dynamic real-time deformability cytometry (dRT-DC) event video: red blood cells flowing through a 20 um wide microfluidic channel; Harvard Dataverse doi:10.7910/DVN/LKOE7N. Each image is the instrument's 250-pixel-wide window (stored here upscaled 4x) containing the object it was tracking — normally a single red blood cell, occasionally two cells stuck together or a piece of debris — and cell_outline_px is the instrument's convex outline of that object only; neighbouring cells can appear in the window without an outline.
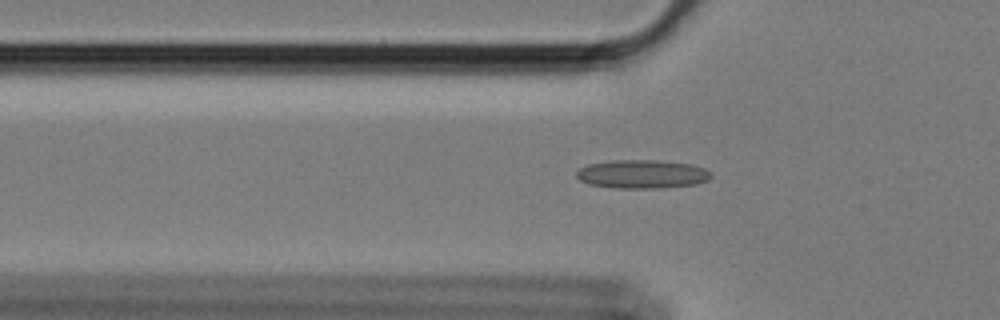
{"species": "Egyptian fruit bat (a non-hibernating species)", "species_latin": "Rousettus aegyptiacus", "temperature_condition": "cold", "stored_images_in_passage": 59, "camera_frame_rate_fps": 3000, "um_per_image_px": 0.085, "animal": {"sex": "female"}, "frame": {"image": 1, "passage_image": 20, "time_ms": 6.333, "image_size_px": [1000, 320], "cell_outline_px": [[712, 176], [708, 180], [696, 184], [660, 188], [612, 188], [588, 184], [580, 180], [576, 176], [576, 172], [580, 168], [588, 164], [612, 160], [656, 160], [692, 164], [704, 168]], "centroid_in_image_um": [54.56, 14.8], "position_along_channel_um": 71.2, "area_um2": 22.48}}
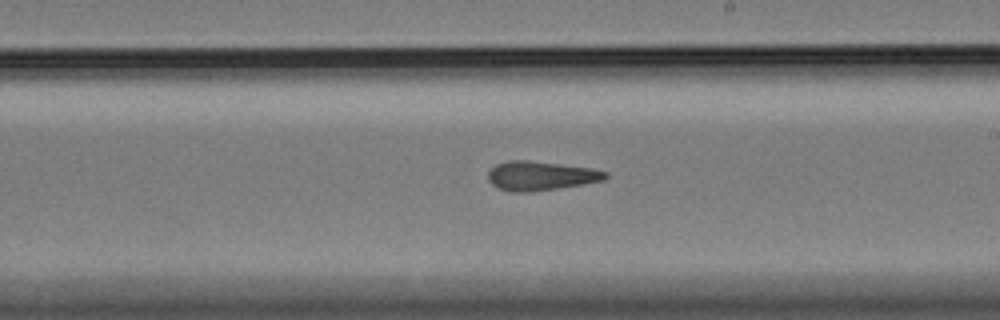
{"frame": {"image": 2, "passage_image": 35, "time_ms": 11.333, "image_size_px": [1000, 320], "cell_outline_px": [[608, 176], [604, 180], [584, 184], [532, 192], [512, 192], [500, 188], [492, 184], [488, 180], [488, 172], [496, 164], [508, 160], [528, 160], [592, 168], [608, 172]], "centroid_in_image_um": [45.96, 14.94], "position_along_channel_um": 243.0, "area_um2": 19.94}}
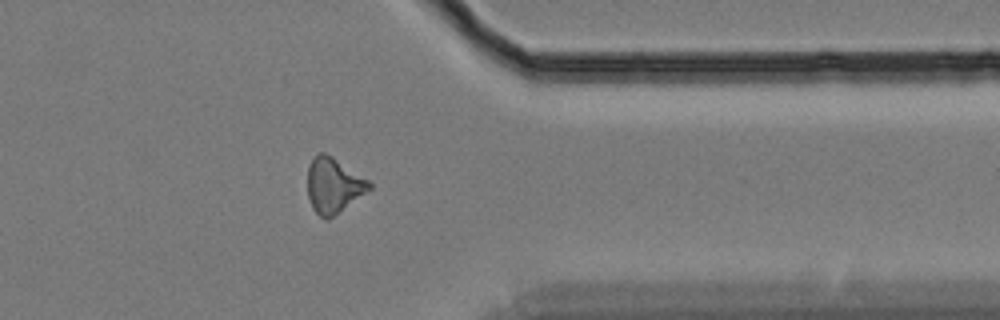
{"frame": {"image": 3, "passage_image": 48, "time_ms": 15.667, "image_size_px": [1000, 320], "cell_outline_px": [[372, 188], [328, 220], [324, 220], [312, 208], [308, 196], [308, 168], [312, 156], [320, 152], [324, 152], [332, 156], [368, 180], [372, 184]], "centroid_in_image_um": [28.33, 15.75], "position_along_channel_um": 383.1, "area_um2": 19.77}, "authors_computed_cell_mechanics": {"area_um2": 19.652, "velocity_mm_per_s": 3.4202, "shape_relaxation_time_tau1_ms": null, "shape_relaxation_time_tau2_ms": 1.627, "deformation_change_tau1": null, "deformation_change_tau2": 0.1017}}